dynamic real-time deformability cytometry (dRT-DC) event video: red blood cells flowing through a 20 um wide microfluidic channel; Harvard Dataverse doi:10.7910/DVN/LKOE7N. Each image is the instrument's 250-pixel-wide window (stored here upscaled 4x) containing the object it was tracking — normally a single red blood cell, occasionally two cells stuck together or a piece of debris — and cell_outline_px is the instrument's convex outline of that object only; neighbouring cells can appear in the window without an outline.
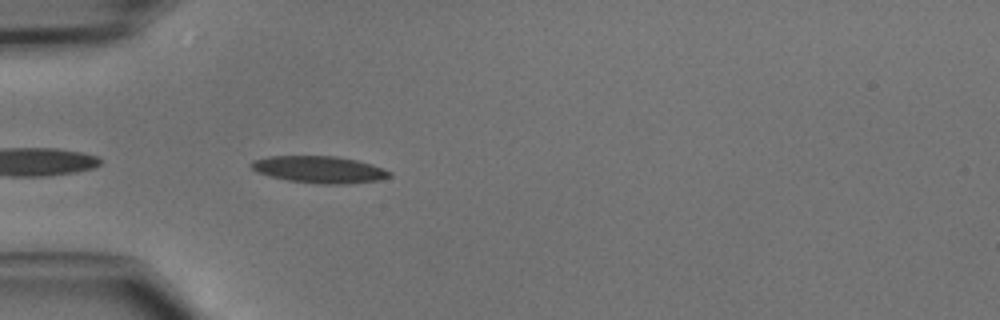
{"species": "common noctule bat (a hibernating species)", "species_latin": "Nyctalus noctula", "temperature_condition": "cold", "stored_images_in_passage": 5, "camera_frame_rate_fps": 3000, "um_per_image_px": 0.085, "animal": {"sex": "male", "body_mass_g": 15.6}, "frame": {"image": 1, "passage_image": 2, "time_ms": 0.333, "image_size_px": [1000, 320], "cell_outline_px": [[392, 176], [380, 180], [344, 184], [320, 184], [288, 180], [256, 172], [248, 164], [252, 160], [268, 156], [336, 156], [356, 160], [372, 164], [384, 168], [392, 172]], "centroid_in_image_um": [27.15, 14.4], "position_along_channel_um": 57.8, "area_um2": 21.79}}